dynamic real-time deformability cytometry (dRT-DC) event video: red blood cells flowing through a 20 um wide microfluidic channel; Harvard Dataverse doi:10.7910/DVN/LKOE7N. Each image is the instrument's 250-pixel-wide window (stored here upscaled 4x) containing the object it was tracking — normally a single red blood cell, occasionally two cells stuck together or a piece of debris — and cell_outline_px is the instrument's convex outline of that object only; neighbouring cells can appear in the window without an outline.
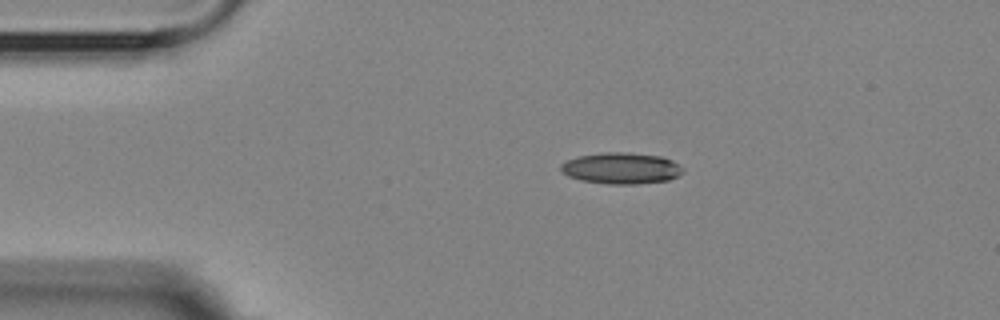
{"species": "Egyptian fruit bat (a non-hibernating species)", "species_latin": "Rousettus aegyptiacus", "temperature_condition": "room temperature", "stored_images_in_passage": 3, "camera_frame_rate_fps": 3000, "um_per_image_px": 0.085, "animal": {"sex": "female"}, "frame": {"image": 1, "passage_image": 1, "time_ms": 0.0, "image_size_px": [1000, 320], "cell_outline_px": [[684, 172], [668, 180], [636, 184], [608, 184], [580, 180], [568, 176], [560, 172], [560, 164], [576, 156], [604, 152], [628, 152], [660, 156], [672, 160], [680, 164], [684, 168]], "centroid_in_image_um": [52.79, 14.29], "position_along_channel_um": 32.2, "area_um2": 22.48}}
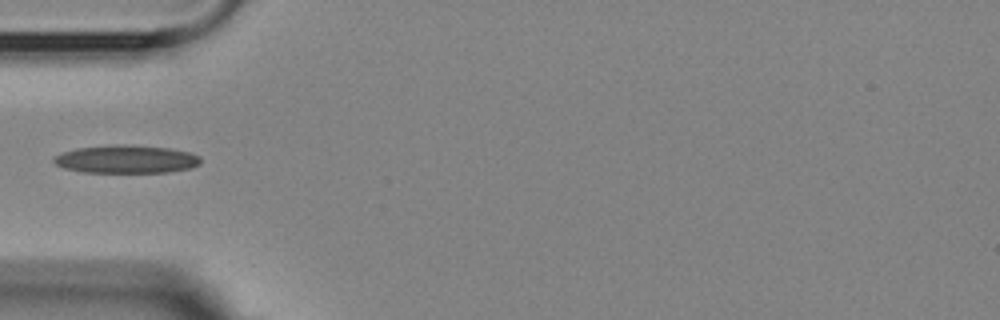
{"frame": {"image": 2, "passage_image": 3, "time_ms": 2.333, "image_size_px": [1000, 320], "cell_outline_px": [[200, 164], [192, 168], [168, 172], [80, 172], [64, 168], [56, 164], [52, 160], [52, 156], [76, 148], [116, 144], [124, 144], [168, 148], [188, 152], [200, 156]], "centroid_in_image_um": [10.71, 13.53], "position_along_channel_um": 74.3, "area_um2": 24.04}}